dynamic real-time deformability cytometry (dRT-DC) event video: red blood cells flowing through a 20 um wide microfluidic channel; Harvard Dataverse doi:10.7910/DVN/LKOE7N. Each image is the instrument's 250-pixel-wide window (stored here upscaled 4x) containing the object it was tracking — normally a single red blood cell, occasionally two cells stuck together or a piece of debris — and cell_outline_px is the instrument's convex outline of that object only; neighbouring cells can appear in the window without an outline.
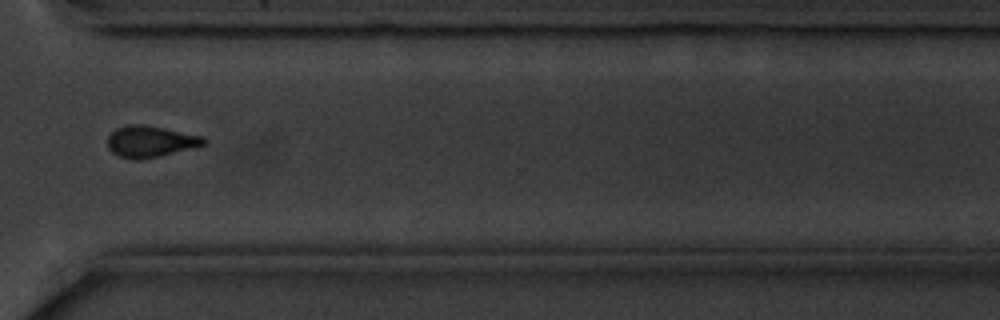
{"species": "common noctule bat (a hibernating species)", "species_latin": "Nyctalus noctula", "temperature_condition": "cold", "stored_images_in_passage": 13, "camera_frame_rate_fps": 3000, "um_per_image_px": 0.085, "animal": {"sex": "male", "body_mass_g": 20.1, "forearm_length_mm": 53.5}, "frame": {"image": 1, "passage_image": 10, "time_ms": 11.333, "image_size_px": [1000, 320], "cell_outline_px": [[208, 140], [204, 144], [140, 160], [132, 160], [120, 156], [112, 152], [108, 148], [108, 136], [116, 128], [128, 124], [144, 124], [204, 136]], "centroid_in_image_um": [12.74, 12.01], "position_along_channel_um": 357.9, "area_um2": 17.34}}
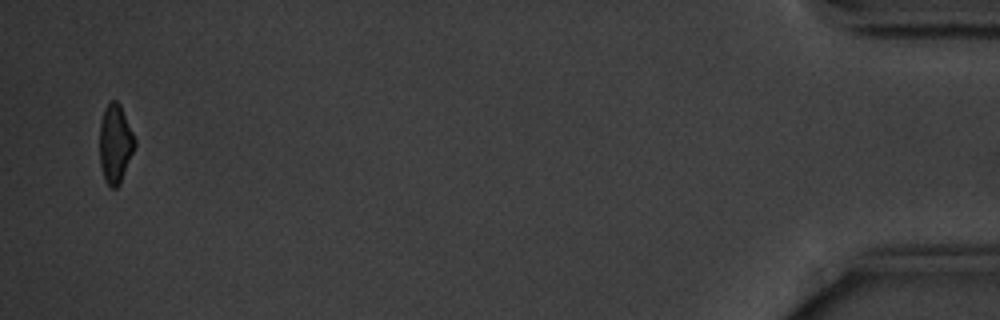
{"frame": {"image": 2, "passage_image": 13, "time_ms": 15.667, "image_size_px": [1000, 320], "cell_outline_px": [[136, 144], [120, 184], [116, 188], [112, 188], [104, 180], [100, 164], [100, 120], [104, 108], [108, 100], [116, 100], [120, 104], [136, 140]], "centroid_in_image_um": [9.79, 12.19], "position_along_channel_um": 425.4, "area_um2": 16.24}, "authors_computed_cell_mechanics": {"area_um2": 17.4556, "velocity_mm_per_s": 3.579, "shape_relaxation_time_tau1_ms": 5.4546, "shape_relaxation_time_tau2_ms": null, "deformation_change_tau1": 0.1476, "deformation_change_tau2": null}}